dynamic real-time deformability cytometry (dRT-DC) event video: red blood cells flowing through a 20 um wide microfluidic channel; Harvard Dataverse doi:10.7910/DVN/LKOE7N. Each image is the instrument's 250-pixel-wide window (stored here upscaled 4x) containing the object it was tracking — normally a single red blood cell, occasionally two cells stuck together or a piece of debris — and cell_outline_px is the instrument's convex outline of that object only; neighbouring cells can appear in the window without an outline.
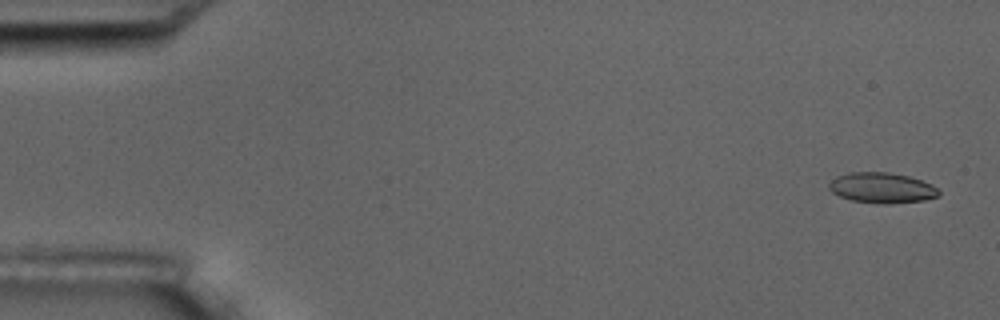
{"species": "common noctule bat (a hibernating species)", "species_latin": "Nyctalus noctula", "temperature_condition": "room temperature", "stored_images_in_passage": 5, "camera_frame_rate_fps": 3000, "um_per_image_px": 0.085, "animal": {"sex": "male", "body_mass_g": 17.5, "forearm_length_mm": 52.3}, "frame": {"image": 1, "passage_image": 1, "time_ms": 0.0, "image_size_px": [1000, 320], "cell_outline_px": [[940, 192], [936, 196], [924, 200], [888, 204], [884, 204], [852, 200], [840, 196], [832, 192], [828, 188], [828, 184], [836, 176], [848, 172], [888, 172], [908, 176], [932, 184]], "centroid_in_image_um": [74.93, 15.96], "position_along_channel_um": 10.1, "area_um2": 19.36}}
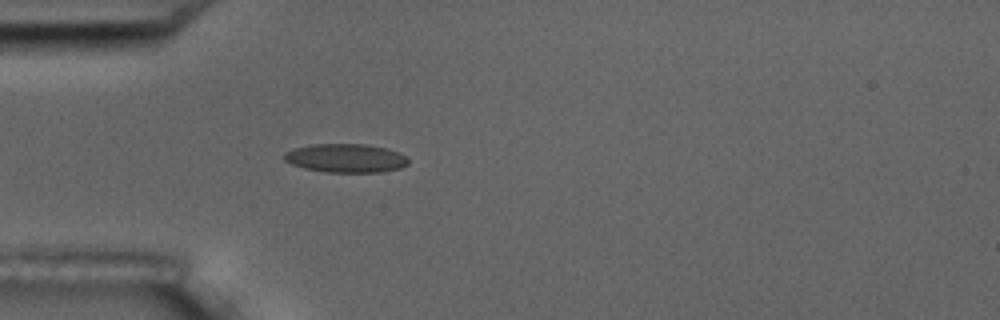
{"frame": {"image": 2, "passage_image": 5, "time_ms": 4.667, "image_size_px": [1000, 320], "cell_outline_px": [[408, 164], [400, 168], [380, 172], [328, 172], [304, 168], [292, 164], [284, 160], [284, 152], [296, 148], [312, 144], [364, 144], [384, 148], [400, 152], [408, 160]], "centroid_in_image_um": [29.39, 13.44], "position_along_channel_um": 55.6, "area_um2": 20.58}}